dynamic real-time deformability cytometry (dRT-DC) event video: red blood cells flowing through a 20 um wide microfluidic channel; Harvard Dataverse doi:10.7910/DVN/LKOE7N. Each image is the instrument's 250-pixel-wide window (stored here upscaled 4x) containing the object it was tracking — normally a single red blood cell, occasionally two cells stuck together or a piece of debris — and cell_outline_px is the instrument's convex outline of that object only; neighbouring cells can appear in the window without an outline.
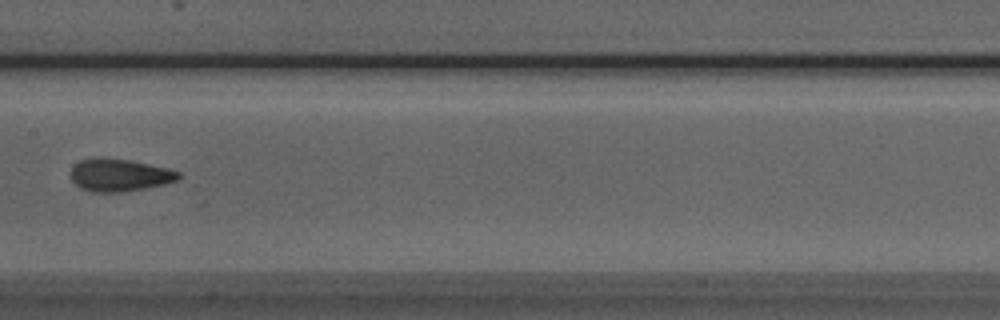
{"species": "Egyptian fruit bat (a non-hibernating species)", "species_latin": "Rousettus aegyptiacus", "temperature_condition": "room temperature", "stored_images_in_passage": 7, "camera_frame_rate_fps": 3000, "um_per_image_px": 0.085, "animal": {"sex": "male"}, "frame": {"image": 1, "passage_image": 7, "time_ms": 8.0, "image_size_px": [1000, 320], "cell_outline_px": [[184, 176], [176, 180], [164, 184], [144, 188], [120, 192], [92, 192], [80, 188], [72, 180], [72, 168], [80, 160], [92, 156], [100, 156], [128, 160], [168, 168], [180, 172]], "centroid_in_image_um": [10.15, 14.86], "position_along_channel_um": 197.2, "area_um2": 20.52}}